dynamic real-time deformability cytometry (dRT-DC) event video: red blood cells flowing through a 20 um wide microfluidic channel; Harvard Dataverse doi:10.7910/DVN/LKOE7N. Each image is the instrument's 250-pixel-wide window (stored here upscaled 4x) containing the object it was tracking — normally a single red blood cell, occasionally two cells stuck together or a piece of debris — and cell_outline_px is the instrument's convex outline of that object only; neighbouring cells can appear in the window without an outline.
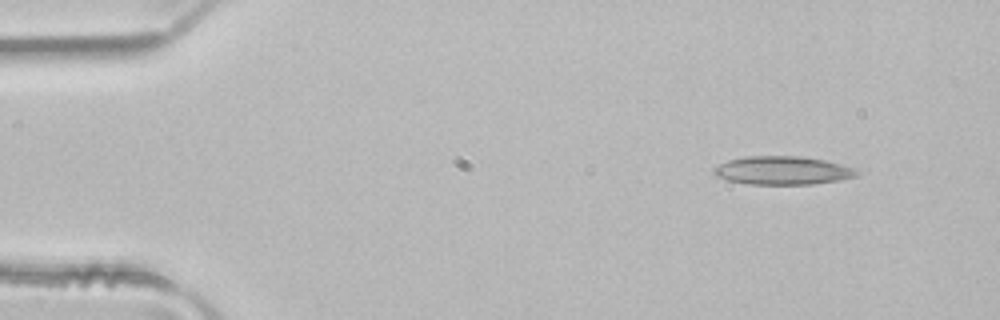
{"species": "common noctule bat (a hibernating species)", "species_latin": "Nyctalus noctula", "temperature_condition": "room temperature", "stored_images_in_passage": 4, "segment_of_instrument_passage": [2, 2], "camera_frame_rate_fps": 3000, "um_per_image_px": 0.085, "animal": {"sex": "male", "body_mass_g": 21.5, "forearm_length_mm": 52.0}, "frame": {"image": 1, "passage_image": 4, "time_ms": 1.0, "image_size_px": [1000, 320], "cell_outline_px": [[864, 172], [856, 176], [840, 180], [812, 184], [748, 184], [728, 180], [716, 176], [712, 172], [712, 168], [728, 160], [744, 156], [800, 156], [824, 160], [856, 168]], "centroid_in_image_um": [66.54, 14.49], "position_along_channel_um": 18.5, "area_um2": 23.81}}